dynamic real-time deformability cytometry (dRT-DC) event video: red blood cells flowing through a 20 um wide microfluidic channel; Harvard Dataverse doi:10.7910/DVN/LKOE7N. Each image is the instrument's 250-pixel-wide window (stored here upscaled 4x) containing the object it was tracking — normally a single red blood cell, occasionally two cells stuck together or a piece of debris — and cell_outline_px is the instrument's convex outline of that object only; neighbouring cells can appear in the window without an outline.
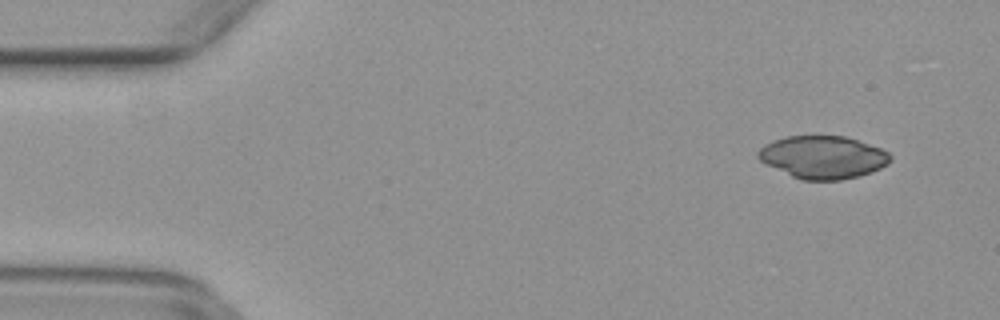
{"species": "common noctule bat (a hibernating species)", "species_latin": "Nyctalus noctula", "temperature_condition": "warm", "stored_images_in_passage": 47, "camera_frame_rate_fps": 3000, "um_per_image_px": 0.085, "animal": {"sex": "female", "body_mass_g": 29.2, "forearm_length_mm": 56.3}, "frame": {"image": 1, "passage_image": 2, "time_ms": 0.333, "image_size_px": [1000, 320], "cell_outline_px": [[892, 160], [888, 164], [872, 172], [860, 176], [840, 180], [800, 180], [760, 160], [756, 156], [756, 152], [764, 144], [788, 136], [844, 136], [880, 148], [888, 152], [892, 156]], "centroid_in_image_um": [69.97, 13.37], "position_along_channel_um": 15.0, "area_um2": 32.71}}